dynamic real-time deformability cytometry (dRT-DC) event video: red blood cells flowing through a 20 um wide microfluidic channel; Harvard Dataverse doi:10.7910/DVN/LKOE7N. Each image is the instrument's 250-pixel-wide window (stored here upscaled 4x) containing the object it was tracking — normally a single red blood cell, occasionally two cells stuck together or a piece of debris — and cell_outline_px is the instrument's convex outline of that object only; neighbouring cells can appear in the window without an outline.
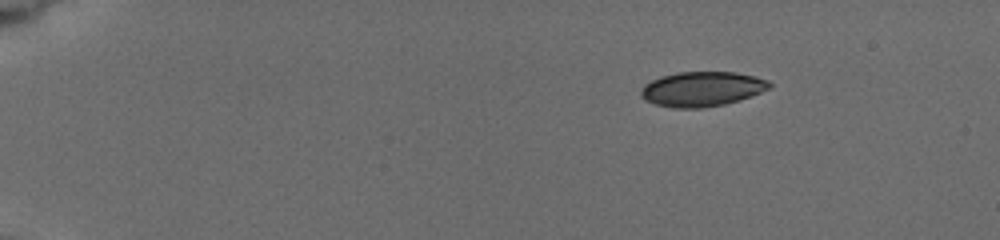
{"species": "common noctule bat (a hibernating species)", "species_latin": "Nyctalus noctula", "temperature_condition": "cold", "stored_images_in_passage": 7, "camera_frame_rate_fps": 3000, "um_per_image_px": 0.085, "animal": {"sex": "female", "body_mass_g": 19.5, "forearm_length_mm": 54.1}, "frame": {"image": 1, "passage_image": 1, "time_ms": 0.0, "image_size_px": [1000, 240], "cell_outline_px": [[772, 84], [768, 88], [760, 92], [724, 104], [704, 108], [672, 108], [656, 104], [644, 100], [640, 96], [640, 92], [644, 84], [660, 76], [676, 72], [736, 72], [756, 76], [768, 80]], "centroid_in_image_um": [59.62, 7.56], "position_along_channel_um": 25.4, "area_um2": 26.01}}
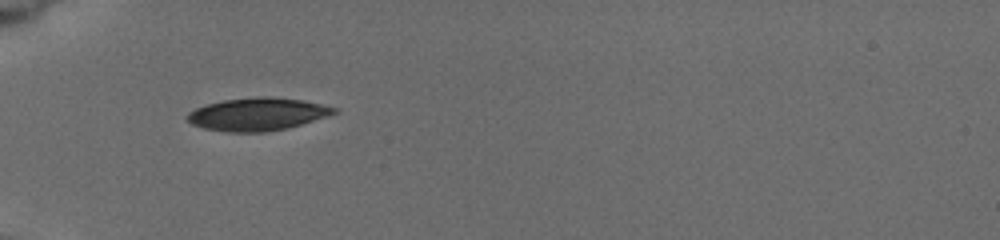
{"frame": {"image": 2, "passage_image": 5, "time_ms": 3.667, "image_size_px": [1000, 240], "cell_outline_px": [[336, 112], [328, 116], [300, 124], [284, 128], [264, 132], [228, 132], [204, 128], [192, 124], [184, 120], [184, 116], [188, 112], [196, 108], [208, 104], [224, 100], [256, 96], [268, 96], [300, 100], [320, 104], [336, 108]], "centroid_in_image_um": [21.8, 9.7], "position_along_channel_um": 63.2, "area_um2": 27.8}}
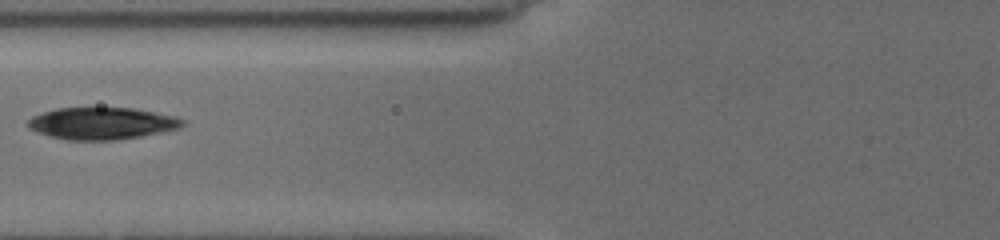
{"frame": {"image": 3, "passage_image": 7, "time_ms": 5.333, "image_size_px": [1000, 240], "cell_outline_px": [[184, 124], [180, 128], [120, 140], [68, 140], [36, 132], [28, 128], [28, 120], [32, 116], [56, 108], [132, 108], [176, 116], [184, 120]], "centroid_in_image_um": [8.66, 10.49], "position_along_channel_um": 117.1, "area_um2": 28.73}}